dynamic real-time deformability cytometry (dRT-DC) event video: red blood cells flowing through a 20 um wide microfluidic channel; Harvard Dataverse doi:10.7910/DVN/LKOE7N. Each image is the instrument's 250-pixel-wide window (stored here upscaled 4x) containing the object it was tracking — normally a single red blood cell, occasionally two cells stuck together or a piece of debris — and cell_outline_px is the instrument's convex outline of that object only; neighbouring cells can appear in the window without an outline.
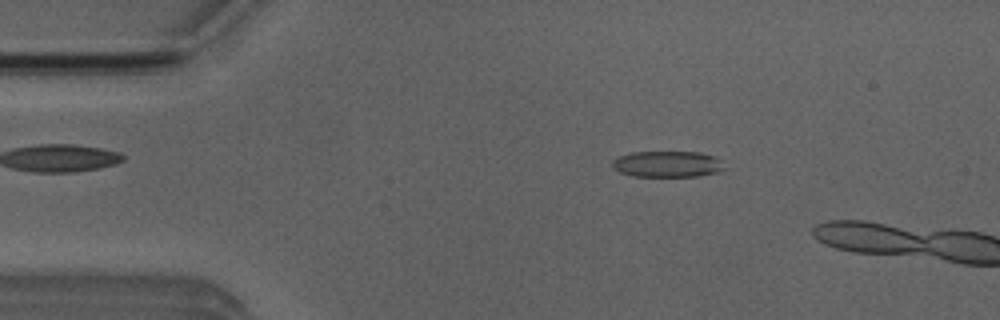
{"species": "Egyptian fruit bat (a non-hibernating species)", "species_latin": "Rousettus aegyptiacus", "temperature_condition": "room temperature", "stored_images_in_passage": 11, "camera_frame_rate_fps": 3000, "um_per_image_px": 0.085, "animal": {"sex": "male"}, "frame": {"image": 1, "passage_image": 8, "time_ms": 2.333, "image_size_px": [1000, 320], "cell_outline_px": [[724, 168], [720, 172], [696, 176], [632, 176], [620, 172], [612, 168], [612, 160], [620, 156], [632, 152], [700, 152], [716, 156]], "centroid_in_image_um": [56.71, 13.94], "position_along_channel_um": 28.3, "area_um2": 17.05}}